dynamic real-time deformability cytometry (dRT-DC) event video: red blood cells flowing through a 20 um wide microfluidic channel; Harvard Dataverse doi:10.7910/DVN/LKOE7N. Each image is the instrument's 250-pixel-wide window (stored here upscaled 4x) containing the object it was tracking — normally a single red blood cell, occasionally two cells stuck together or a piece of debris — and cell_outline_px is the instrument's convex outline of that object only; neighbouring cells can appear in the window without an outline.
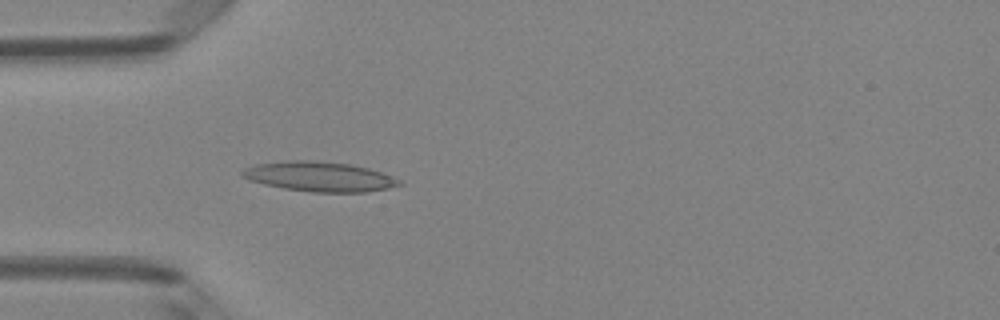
{"species": "Egyptian fruit bat (a non-hibernating species)", "species_latin": "Rousettus aegyptiacus", "temperature_condition": "room temperature", "stored_images_in_passage": 49, "camera_frame_rate_fps": 3000, "um_per_image_px": 0.085, "animal": {"sex": "female"}, "frame": {"image": 1, "passage_image": 15, "time_ms": 4.667, "image_size_px": [1000, 320], "cell_outline_px": [[404, 184], [388, 188], [368, 192], [312, 192], [284, 188], [264, 184], [248, 180], [240, 176], [240, 172], [244, 168], [256, 164], [292, 160], [316, 160], [352, 164], [368, 168], [392, 176], [400, 180]], "centroid_in_image_um": [27.14, 15.01], "position_along_channel_um": 57.9, "area_um2": 27.4}}
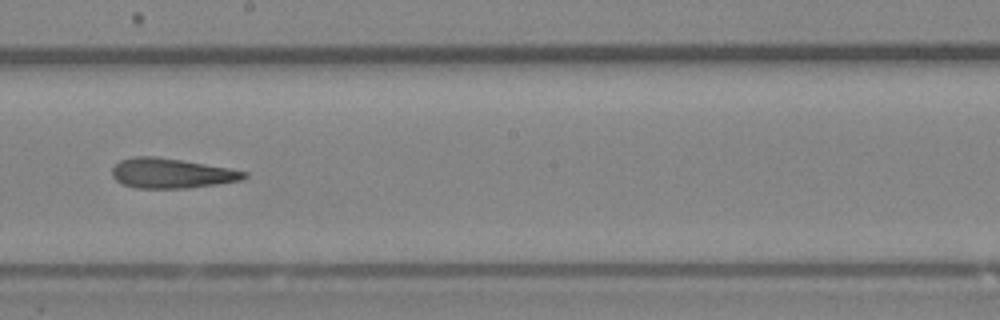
{"frame": {"image": 2, "passage_image": 28, "time_ms": 9.0, "image_size_px": [1000, 320], "cell_outline_px": [[248, 176], [240, 180], [216, 184], [188, 188], [136, 188], [124, 184], [116, 180], [112, 176], [112, 168], [120, 160], [132, 156], [156, 156], [228, 168], [248, 172]], "centroid_in_image_um": [14.54, 14.72], "position_along_channel_um": 233.7, "area_um2": 22.83}}
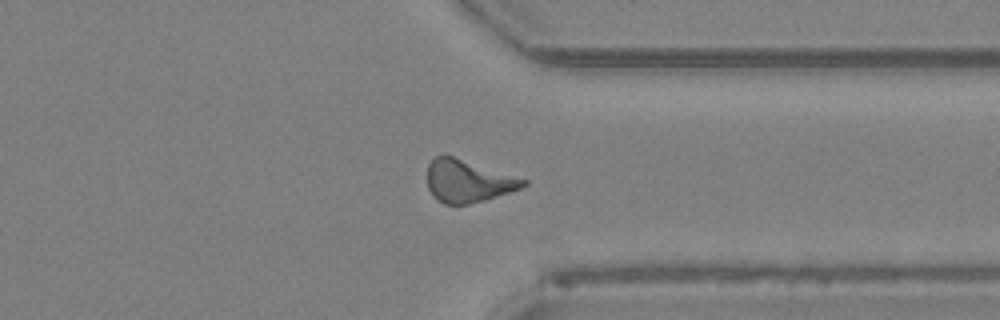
{"frame": {"image": 3, "passage_image": 38, "time_ms": 12.333, "image_size_px": [1000, 320], "cell_outline_px": [[528, 184], [520, 188], [484, 200], [468, 204], [444, 204], [436, 200], [432, 196], [428, 188], [428, 164], [436, 156], [452, 156], [528, 180]], "centroid_in_image_um": [39.75, 15.41], "position_along_channel_um": 371.7, "area_um2": 23.35}, "authors_computed_cell_mechanics": {"area_um2": 23.4668, "velocity_mm_per_s": 4.1671, "shape_relaxation_time_tau1_ms": null, "shape_relaxation_time_tau2_ms": 3.3257, "deformation_change_tau1": null, "deformation_change_tau2": 0.1545}}